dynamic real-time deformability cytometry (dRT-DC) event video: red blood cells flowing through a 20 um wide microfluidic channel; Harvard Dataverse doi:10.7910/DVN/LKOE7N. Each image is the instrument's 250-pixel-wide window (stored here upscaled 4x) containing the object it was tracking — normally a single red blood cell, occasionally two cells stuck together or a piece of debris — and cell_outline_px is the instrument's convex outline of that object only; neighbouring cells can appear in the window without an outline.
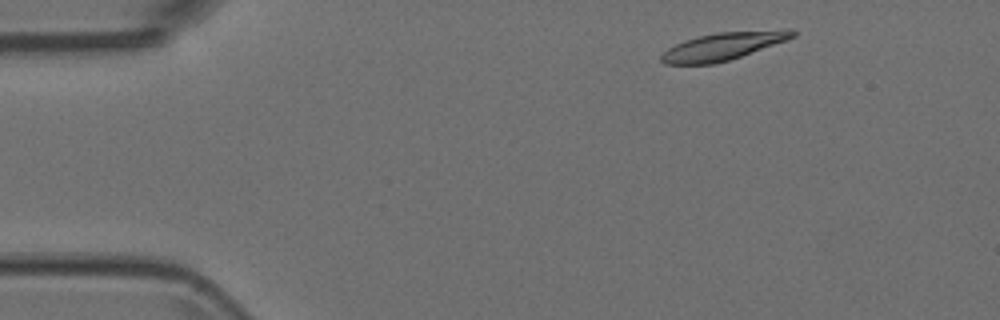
{"species": "Egyptian fruit bat (a non-hibernating species)", "species_latin": "Rousettus aegyptiacus", "temperature_condition": "room temperature", "stored_images_in_passage": 4, "camera_frame_rate_fps": 3000, "um_per_image_px": 0.085, "animal": {"sex": "female"}, "frame": {"image": 1, "passage_image": 1, "time_ms": 0.0, "image_size_px": [1000, 320], "cell_outline_px": [[796, 36], [740, 56], [728, 60], [712, 64], [664, 64], [660, 60], [660, 56], [668, 48], [684, 40], [716, 32], [788, 28], [792, 28], [796, 32]], "centroid_in_image_um": [61.47, 3.9], "position_along_channel_um": 23.5, "area_um2": 21.1}}
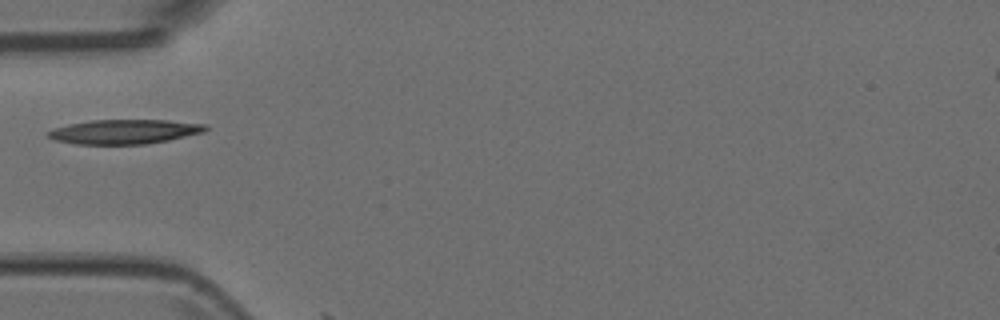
{"frame": {"image": 2, "passage_image": 4, "time_ms": 1.0, "image_size_px": [1000, 320], "cell_outline_px": [[208, 128], [204, 132], [168, 140], [148, 144], [76, 144], [56, 140], [48, 136], [48, 132], [56, 128], [68, 124], [92, 120], [168, 120], [208, 124]], "centroid_in_image_um": [10.63, 11.19], "position_along_channel_um": 74.4, "area_um2": 22.31}}